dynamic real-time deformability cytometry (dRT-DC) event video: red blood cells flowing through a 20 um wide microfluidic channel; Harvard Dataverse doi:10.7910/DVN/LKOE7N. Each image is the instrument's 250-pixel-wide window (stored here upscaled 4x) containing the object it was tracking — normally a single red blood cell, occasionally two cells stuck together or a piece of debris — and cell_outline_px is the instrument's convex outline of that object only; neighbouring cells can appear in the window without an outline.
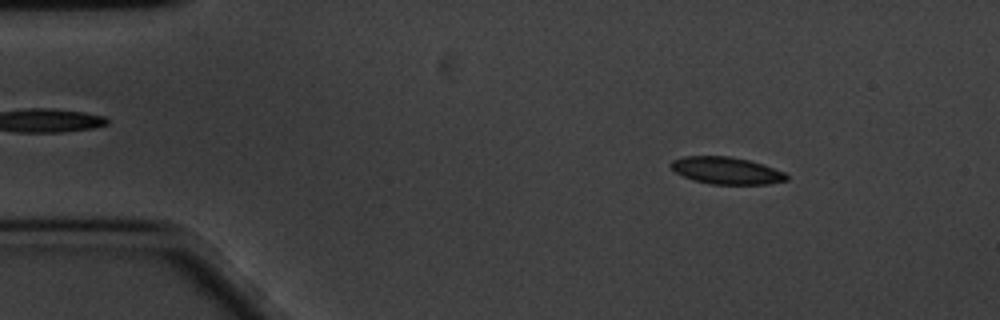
{"species": "common noctule bat (a hibernating species)", "species_latin": "Nyctalus noctula", "temperature_condition": "cold", "stored_images_in_passage": 17, "camera_frame_rate_fps": 3000, "um_per_image_px": 0.085, "animal": {"sex": "male", "body_mass_g": 20.1, "forearm_length_mm": 53.5}, "frame": {"image": 1, "passage_image": 7, "time_ms": 2.0, "image_size_px": [1000, 320], "cell_outline_px": [[788, 180], [768, 184], [712, 184], [692, 180], [676, 172], [668, 164], [672, 160], [684, 156], [728, 156], [748, 160], [784, 172], [788, 176]], "centroid_in_image_um": [61.71, 14.5], "position_along_channel_um": 23.3, "area_um2": 18.09}}